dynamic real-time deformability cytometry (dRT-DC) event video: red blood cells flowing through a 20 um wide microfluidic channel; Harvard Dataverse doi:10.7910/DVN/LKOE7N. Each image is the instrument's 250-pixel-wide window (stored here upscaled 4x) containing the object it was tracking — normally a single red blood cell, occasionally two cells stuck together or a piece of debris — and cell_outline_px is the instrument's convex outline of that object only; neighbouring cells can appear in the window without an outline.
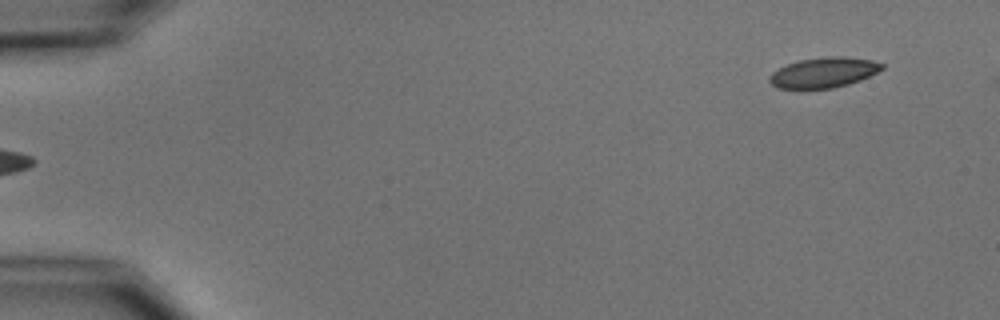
{"species": "common noctule bat (a hibernating species)", "species_latin": "Nyctalus noctula", "temperature_condition": "cold", "stored_images_in_passage": 5, "segment_of_instrument_passage": [2, 2], "camera_frame_rate_fps": 3000, "um_per_image_px": 0.085, "animal": {"sex": "male", "body_mass_g": 15.6}, "frame": {"image": 1, "passage_image": 5, "time_ms": 5.667, "image_size_px": [1000, 320], "cell_outline_px": [[884, 68], [860, 80], [848, 84], [832, 88], [776, 88], [768, 80], [772, 72], [796, 60], [828, 56], [844, 56], [872, 60], [884, 64]], "centroid_in_image_um": [70.01, 6.15], "position_along_channel_um": 15.0, "area_um2": 19.71}}